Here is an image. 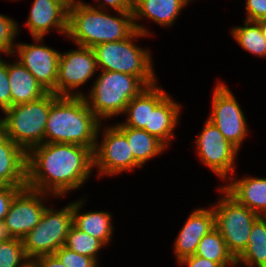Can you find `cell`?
Returning <instances> with one entry per match:
<instances>
[{"mask_svg":"<svg viewBox=\"0 0 266 267\" xmlns=\"http://www.w3.org/2000/svg\"><path fill=\"white\" fill-rule=\"evenodd\" d=\"M180 107L168 95L154 108L150 110L149 134L155 136L166 147L168 141L174 137L172 133L178 123Z\"/></svg>","mask_w":266,"mask_h":267,"instance_id":"obj_21","label":"cell"},{"mask_svg":"<svg viewBox=\"0 0 266 267\" xmlns=\"http://www.w3.org/2000/svg\"><path fill=\"white\" fill-rule=\"evenodd\" d=\"M116 127L126 136L134 159L141 167L166 148L160 140L144 129L125 127L122 123L116 124Z\"/></svg>","mask_w":266,"mask_h":267,"instance_id":"obj_24","label":"cell"},{"mask_svg":"<svg viewBox=\"0 0 266 267\" xmlns=\"http://www.w3.org/2000/svg\"><path fill=\"white\" fill-rule=\"evenodd\" d=\"M22 267H38V266L33 259H30Z\"/></svg>","mask_w":266,"mask_h":267,"instance_id":"obj_40","label":"cell"},{"mask_svg":"<svg viewBox=\"0 0 266 267\" xmlns=\"http://www.w3.org/2000/svg\"><path fill=\"white\" fill-rule=\"evenodd\" d=\"M140 36L146 37L142 32L135 30L125 40L102 43L93 47L97 68L136 76L146 86L156 84L149 51L132 43L135 37Z\"/></svg>","mask_w":266,"mask_h":267,"instance_id":"obj_6","label":"cell"},{"mask_svg":"<svg viewBox=\"0 0 266 267\" xmlns=\"http://www.w3.org/2000/svg\"><path fill=\"white\" fill-rule=\"evenodd\" d=\"M69 4L67 0H34L26 26L36 42L51 28L67 35Z\"/></svg>","mask_w":266,"mask_h":267,"instance_id":"obj_15","label":"cell"},{"mask_svg":"<svg viewBox=\"0 0 266 267\" xmlns=\"http://www.w3.org/2000/svg\"><path fill=\"white\" fill-rule=\"evenodd\" d=\"M33 260L38 267H66L54 254L41 255Z\"/></svg>","mask_w":266,"mask_h":267,"instance_id":"obj_37","label":"cell"},{"mask_svg":"<svg viewBox=\"0 0 266 267\" xmlns=\"http://www.w3.org/2000/svg\"><path fill=\"white\" fill-rule=\"evenodd\" d=\"M28 260L21 239L0 238V267H22Z\"/></svg>","mask_w":266,"mask_h":267,"instance_id":"obj_29","label":"cell"},{"mask_svg":"<svg viewBox=\"0 0 266 267\" xmlns=\"http://www.w3.org/2000/svg\"><path fill=\"white\" fill-rule=\"evenodd\" d=\"M94 167L93 151L76 144L43 143L27 153L26 187L62 197L82 186Z\"/></svg>","mask_w":266,"mask_h":267,"instance_id":"obj_1","label":"cell"},{"mask_svg":"<svg viewBox=\"0 0 266 267\" xmlns=\"http://www.w3.org/2000/svg\"><path fill=\"white\" fill-rule=\"evenodd\" d=\"M54 255L66 266V267H97L98 263L95 259L78 254L70 249L62 246Z\"/></svg>","mask_w":266,"mask_h":267,"instance_id":"obj_31","label":"cell"},{"mask_svg":"<svg viewBox=\"0 0 266 267\" xmlns=\"http://www.w3.org/2000/svg\"><path fill=\"white\" fill-rule=\"evenodd\" d=\"M100 1V0H97ZM105 2V3H104ZM104 2L97 6V9L103 10L104 6L110 5L118 12H133V0H104Z\"/></svg>","mask_w":266,"mask_h":267,"instance_id":"obj_35","label":"cell"},{"mask_svg":"<svg viewBox=\"0 0 266 267\" xmlns=\"http://www.w3.org/2000/svg\"><path fill=\"white\" fill-rule=\"evenodd\" d=\"M99 75L89 97L84 95L90 111L99 120L124 114L127 104L147 87L130 74L102 70Z\"/></svg>","mask_w":266,"mask_h":267,"instance_id":"obj_4","label":"cell"},{"mask_svg":"<svg viewBox=\"0 0 266 267\" xmlns=\"http://www.w3.org/2000/svg\"><path fill=\"white\" fill-rule=\"evenodd\" d=\"M219 189L224 195L213 207L215 228L223 237L229 252L237 259L246 249L251 229L259 215L240 205L223 188Z\"/></svg>","mask_w":266,"mask_h":267,"instance_id":"obj_7","label":"cell"},{"mask_svg":"<svg viewBox=\"0 0 266 267\" xmlns=\"http://www.w3.org/2000/svg\"><path fill=\"white\" fill-rule=\"evenodd\" d=\"M100 123L84 96H59L50 107L44 143L76 144L94 152Z\"/></svg>","mask_w":266,"mask_h":267,"instance_id":"obj_3","label":"cell"},{"mask_svg":"<svg viewBox=\"0 0 266 267\" xmlns=\"http://www.w3.org/2000/svg\"><path fill=\"white\" fill-rule=\"evenodd\" d=\"M48 92L38 100L11 106L4 111L6 135L26 153L44 143L46 122L51 104L58 98Z\"/></svg>","mask_w":266,"mask_h":267,"instance_id":"obj_5","label":"cell"},{"mask_svg":"<svg viewBox=\"0 0 266 267\" xmlns=\"http://www.w3.org/2000/svg\"><path fill=\"white\" fill-rule=\"evenodd\" d=\"M19 62L47 91L56 94L60 53L42 44H15Z\"/></svg>","mask_w":266,"mask_h":267,"instance_id":"obj_14","label":"cell"},{"mask_svg":"<svg viewBox=\"0 0 266 267\" xmlns=\"http://www.w3.org/2000/svg\"><path fill=\"white\" fill-rule=\"evenodd\" d=\"M104 11L81 1L70 3L67 36L78 46L93 48L102 43L125 40L135 30L146 36L150 34L133 20V12H118L120 17H113Z\"/></svg>","mask_w":266,"mask_h":267,"instance_id":"obj_2","label":"cell"},{"mask_svg":"<svg viewBox=\"0 0 266 267\" xmlns=\"http://www.w3.org/2000/svg\"><path fill=\"white\" fill-rule=\"evenodd\" d=\"M232 35L246 51L266 57V40L257 22L244 20V26L233 28Z\"/></svg>","mask_w":266,"mask_h":267,"instance_id":"obj_27","label":"cell"},{"mask_svg":"<svg viewBox=\"0 0 266 267\" xmlns=\"http://www.w3.org/2000/svg\"><path fill=\"white\" fill-rule=\"evenodd\" d=\"M25 187L0 185V226L8 213L14 196Z\"/></svg>","mask_w":266,"mask_h":267,"instance_id":"obj_33","label":"cell"},{"mask_svg":"<svg viewBox=\"0 0 266 267\" xmlns=\"http://www.w3.org/2000/svg\"><path fill=\"white\" fill-rule=\"evenodd\" d=\"M257 23L259 24V26L261 28V33H262L264 39L266 40V18L257 21Z\"/></svg>","mask_w":266,"mask_h":267,"instance_id":"obj_39","label":"cell"},{"mask_svg":"<svg viewBox=\"0 0 266 267\" xmlns=\"http://www.w3.org/2000/svg\"><path fill=\"white\" fill-rule=\"evenodd\" d=\"M101 144H96L93 152L94 167H98L99 176L117 175L141 167L134 159L126 136L114 125L106 127Z\"/></svg>","mask_w":266,"mask_h":267,"instance_id":"obj_12","label":"cell"},{"mask_svg":"<svg viewBox=\"0 0 266 267\" xmlns=\"http://www.w3.org/2000/svg\"><path fill=\"white\" fill-rule=\"evenodd\" d=\"M179 263L187 265L188 267H221L218 263L197 255L185 257L179 261Z\"/></svg>","mask_w":266,"mask_h":267,"instance_id":"obj_36","label":"cell"},{"mask_svg":"<svg viewBox=\"0 0 266 267\" xmlns=\"http://www.w3.org/2000/svg\"><path fill=\"white\" fill-rule=\"evenodd\" d=\"M7 138L6 128L3 119L0 120V144Z\"/></svg>","mask_w":266,"mask_h":267,"instance_id":"obj_38","label":"cell"},{"mask_svg":"<svg viewBox=\"0 0 266 267\" xmlns=\"http://www.w3.org/2000/svg\"><path fill=\"white\" fill-rule=\"evenodd\" d=\"M246 267H266V216H259L253 224L246 249L236 264Z\"/></svg>","mask_w":266,"mask_h":267,"instance_id":"obj_25","label":"cell"},{"mask_svg":"<svg viewBox=\"0 0 266 267\" xmlns=\"http://www.w3.org/2000/svg\"><path fill=\"white\" fill-rule=\"evenodd\" d=\"M47 207L39 223L21 239L29 259L54 254L64 246L66 236L73 226L72 203L60 211Z\"/></svg>","mask_w":266,"mask_h":267,"instance_id":"obj_8","label":"cell"},{"mask_svg":"<svg viewBox=\"0 0 266 267\" xmlns=\"http://www.w3.org/2000/svg\"><path fill=\"white\" fill-rule=\"evenodd\" d=\"M27 153L6 138L0 144V185L26 187Z\"/></svg>","mask_w":266,"mask_h":267,"instance_id":"obj_17","label":"cell"},{"mask_svg":"<svg viewBox=\"0 0 266 267\" xmlns=\"http://www.w3.org/2000/svg\"><path fill=\"white\" fill-rule=\"evenodd\" d=\"M47 193L25 187L12 199L0 229L2 236L22 239L40 221L46 207L42 202Z\"/></svg>","mask_w":266,"mask_h":267,"instance_id":"obj_9","label":"cell"},{"mask_svg":"<svg viewBox=\"0 0 266 267\" xmlns=\"http://www.w3.org/2000/svg\"><path fill=\"white\" fill-rule=\"evenodd\" d=\"M209 121L238 150L247 136V124L235 96L223 83L217 84L212 97Z\"/></svg>","mask_w":266,"mask_h":267,"instance_id":"obj_10","label":"cell"},{"mask_svg":"<svg viewBox=\"0 0 266 267\" xmlns=\"http://www.w3.org/2000/svg\"><path fill=\"white\" fill-rule=\"evenodd\" d=\"M167 95L155 84L147 86L127 104L124 113L128 117L122 124L125 127L144 129L149 133L150 110H154Z\"/></svg>","mask_w":266,"mask_h":267,"instance_id":"obj_19","label":"cell"},{"mask_svg":"<svg viewBox=\"0 0 266 267\" xmlns=\"http://www.w3.org/2000/svg\"><path fill=\"white\" fill-rule=\"evenodd\" d=\"M246 12L247 21L257 22L266 18V0H247Z\"/></svg>","mask_w":266,"mask_h":267,"instance_id":"obj_34","label":"cell"},{"mask_svg":"<svg viewBox=\"0 0 266 267\" xmlns=\"http://www.w3.org/2000/svg\"><path fill=\"white\" fill-rule=\"evenodd\" d=\"M197 150L202 162L221 179L234 173V160L238 149L221 134L209 120L201 134L197 135Z\"/></svg>","mask_w":266,"mask_h":267,"instance_id":"obj_13","label":"cell"},{"mask_svg":"<svg viewBox=\"0 0 266 267\" xmlns=\"http://www.w3.org/2000/svg\"><path fill=\"white\" fill-rule=\"evenodd\" d=\"M195 255L214 261L221 267H228L227 265L234 267L237 265L236 259L227 249L223 237L216 228L203 236L198 244Z\"/></svg>","mask_w":266,"mask_h":267,"instance_id":"obj_26","label":"cell"},{"mask_svg":"<svg viewBox=\"0 0 266 267\" xmlns=\"http://www.w3.org/2000/svg\"><path fill=\"white\" fill-rule=\"evenodd\" d=\"M18 33V25L14 20L0 14V54L3 52L8 55L16 53L13 40Z\"/></svg>","mask_w":266,"mask_h":267,"instance_id":"obj_30","label":"cell"},{"mask_svg":"<svg viewBox=\"0 0 266 267\" xmlns=\"http://www.w3.org/2000/svg\"><path fill=\"white\" fill-rule=\"evenodd\" d=\"M8 77L11 106L38 100L48 93L19 61L8 64Z\"/></svg>","mask_w":266,"mask_h":267,"instance_id":"obj_20","label":"cell"},{"mask_svg":"<svg viewBox=\"0 0 266 267\" xmlns=\"http://www.w3.org/2000/svg\"><path fill=\"white\" fill-rule=\"evenodd\" d=\"M84 202H72L73 225L99 239L104 245L108 244L113 234V227L111 224V215L105 211H91L86 213H79V210Z\"/></svg>","mask_w":266,"mask_h":267,"instance_id":"obj_23","label":"cell"},{"mask_svg":"<svg viewBox=\"0 0 266 267\" xmlns=\"http://www.w3.org/2000/svg\"><path fill=\"white\" fill-rule=\"evenodd\" d=\"M69 3H72L73 1H75V0H67Z\"/></svg>","mask_w":266,"mask_h":267,"instance_id":"obj_41","label":"cell"},{"mask_svg":"<svg viewBox=\"0 0 266 267\" xmlns=\"http://www.w3.org/2000/svg\"><path fill=\"white\" fill-rule=\"evenodd\" d=\"M190 0H133V20L142 17L152 19L162 26L173 24L181 9Z\"/></svg>","mask_w":266,"mask_h":267,"instance_id":"obj_22","label":"cell"},{"mask_svg":"<svg viewBox=\"0 0 266 267\" xmlns=\"http://www.w3.org/2000/svg\"><path fill=\"white\" fill-rule=\"evenodd\" d=\"M11 107V89L8 77V63L0 58V109L4 112Z\"/></svg>","mask_w":266,"mask_h":267,"instance_id":"obj_32","label":"cell"},{"mask_svg":"<svg viewBox=\"0 0 266 267\" xmlns=\"http://www.w3.org/2000/svg\"><path fill=\"white\" fill-rule=\"evenodd\" d=\"M104 244L97 238L82 232L74 225L66 236L64 247L78 254L91 257L97 261V253Z\"/></svg>","mask_w":266,"mask_h":267,"instance_id":"obj_28","label":"cell"},{"mask_svg":"<svg viewBox=\"0 0 266 267\" xmlns=\"http://www.w3.org/2000/svg\"><path fill=\"white\" fill-rule=\"evenodd\" d=\"M214 228L215 215L213 208H201L192 212L179 232L174 244L178 262L185 257L195 255L200 240Z\"/></svg>","mask_w":266,"mask_h":267,"instance_id":"obj_16","label":"cell"},{"mask_svg":"<svg viewBox=\"0 0 266 267\" xmlns=\"http://www.w3.org/2000/svg\"><path fill=\"white\" fill-rule=\"evenodd\" d=\"M96 69V57L92 48L79 46V49L60 53L56 95L84 96L82 92L74 94L70 90H77L79 86L85 84L94 76Z\"/></svg>","mask_w":266,"mask_h":267,"instance_id":"obj_11","label":"cell"},{"mask_svg":"<svg viewBox=\"0 0 266 267\" xmlns=\"http://www.w3.org/2000/svg\"><path fill=\"white\" fill-rule=\"evenodd\" d=\"M240 205L266 216V178L244 177L222 187Z\"/></svg>","mask_w":266,"mask_h":267,"instance_id":"obj_18","label":"cell"}]
</instances>
